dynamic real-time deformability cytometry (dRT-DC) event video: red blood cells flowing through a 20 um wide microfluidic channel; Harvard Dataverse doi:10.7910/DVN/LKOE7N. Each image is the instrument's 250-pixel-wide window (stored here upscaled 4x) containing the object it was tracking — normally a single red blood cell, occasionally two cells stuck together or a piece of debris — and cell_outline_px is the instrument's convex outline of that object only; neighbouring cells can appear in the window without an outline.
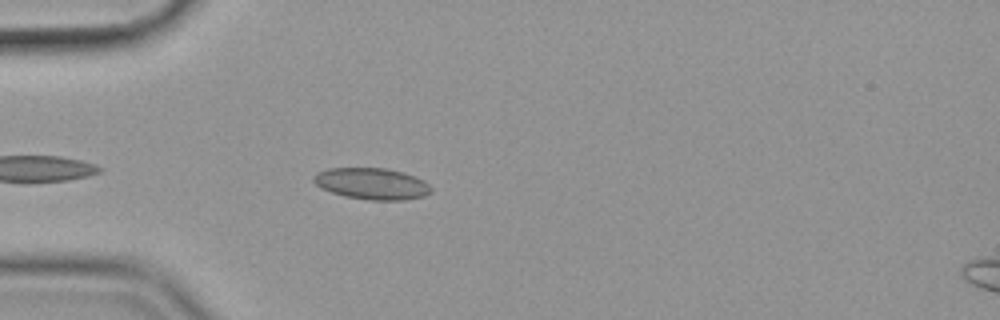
{"species": "common noctule bat (a hibernating species)", "species_latin": "Nyctalus noctula", "temperature_condition": "cold", "stored_images_in_passage": 31, "segment_of_instrument_passage": [1, 2], "camera_frame_rate_fps": 3000, "um_per_image_px": 0.085, "animal": {"sex": "female", "body_mass_g": 19.9}, "frame": {"image": 1, "passage_image": 5, "time_ms": 1.333, "image_size_px": [1000, 320], "cell_outline_px": [[432, 192], [424, 196], [404, 200], [368, 200], [344, 196], [320, 188], [312, 180], [312, 176], [328, 168], [384, 168], [404, 172], [424, 180], [432, 188]], "centroid_in_image_um": [31.62, 15.62], "position_along_channel_um": 53.4, "area_um2": 21.62}}
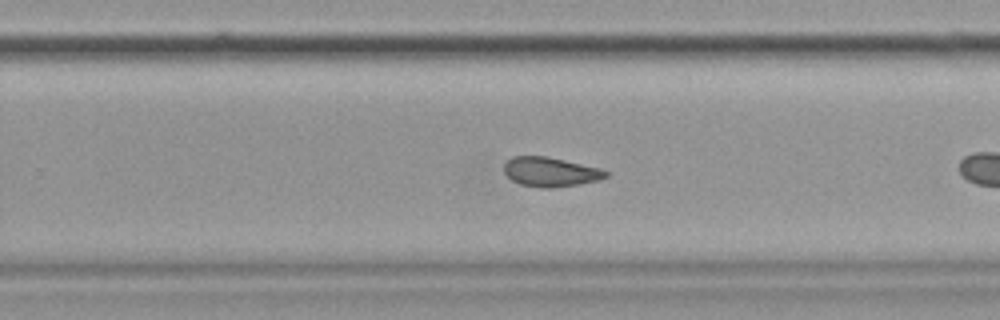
{"frame": {"image": 2, "passage_image": 22, "time_ms": 7.0, "image_size_px": [1000, 320], "cell_outline_px": [[608, 176], [600, 180], [580, 184], [552, 188], [540, 188], [520, 184], [512, 180], [504, 172], [504, 164], [512, 156], [544, 156], [564, 160], [600, 168], [608, 172]], "centroid_in_image_um": [46.79, 14.62], "position_along_channel_um": 283.0, "area_um2": 17.46}}
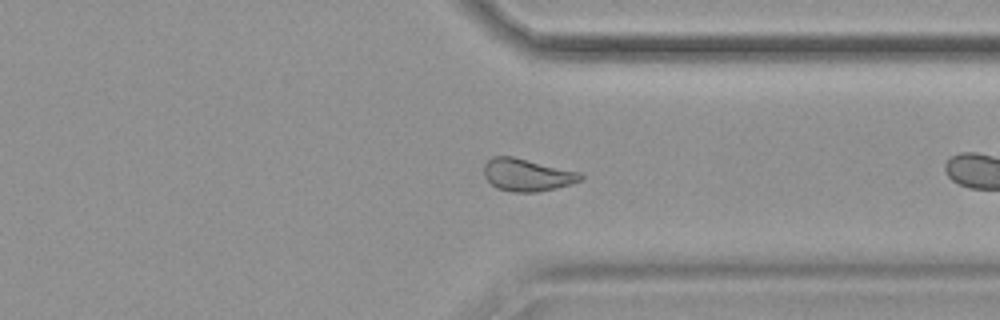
{"frame": {"image": 3, "passage_image": 29, "time_ms": 9.333, "image_size_px": [1000, 320], "cell_outline_px": [[584, 180], [572, 184], [556, 188], [536, 192], [512, 192], [496, 188], [484, 176], [484, 164], [492, 156], [512, 156], [580, 172], [584, 176]], "centroid_in_image_um": [44.82, 14.87], "position_along_channel_um": 366.6, "area_um2": 18.38}}